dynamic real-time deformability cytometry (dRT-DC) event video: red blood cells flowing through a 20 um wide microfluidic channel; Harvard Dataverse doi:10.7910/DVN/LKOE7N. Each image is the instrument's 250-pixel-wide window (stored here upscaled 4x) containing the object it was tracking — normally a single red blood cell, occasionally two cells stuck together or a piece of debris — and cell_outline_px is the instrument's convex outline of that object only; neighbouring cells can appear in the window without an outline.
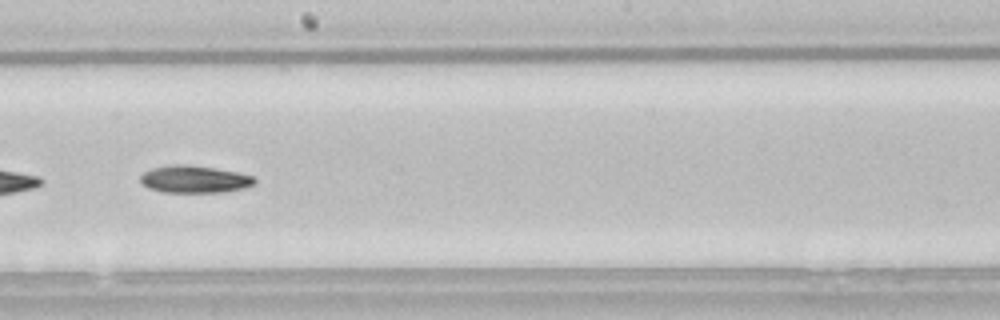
{"species": "common noctule bat (a hibernating species)", "species_latin": "Nyctalus noctula", "temperature_condition": "room temperature", "stored_images_in_passage": 53, "segment_of_instrument_passage": [2, 2], "camera_frame_rate_fps": 3000, "um_per_image_px": 0.085, "animal": {"sex": "male", "body_mass_g": 21.5, "forearm_length_mm": 52.0}, "frame": {"image": 1, "passage_image": 30, "time_ms": 9.667, "image_size_px": [1000, 320], "cell_outline_px": [[256, 184], [244, 188], [224, 192], [164, 192], [148, 188], [140, 184], [140, 176], [144, 172], [152, 168], [176, 164], [188, 164], [216, 168], [236, 172], [252, 176], [256, 180]], "centroid_in_image_um": [16.51, 15.23], "position_along_channel_um": 231.7, "area_um2": 18.26}}